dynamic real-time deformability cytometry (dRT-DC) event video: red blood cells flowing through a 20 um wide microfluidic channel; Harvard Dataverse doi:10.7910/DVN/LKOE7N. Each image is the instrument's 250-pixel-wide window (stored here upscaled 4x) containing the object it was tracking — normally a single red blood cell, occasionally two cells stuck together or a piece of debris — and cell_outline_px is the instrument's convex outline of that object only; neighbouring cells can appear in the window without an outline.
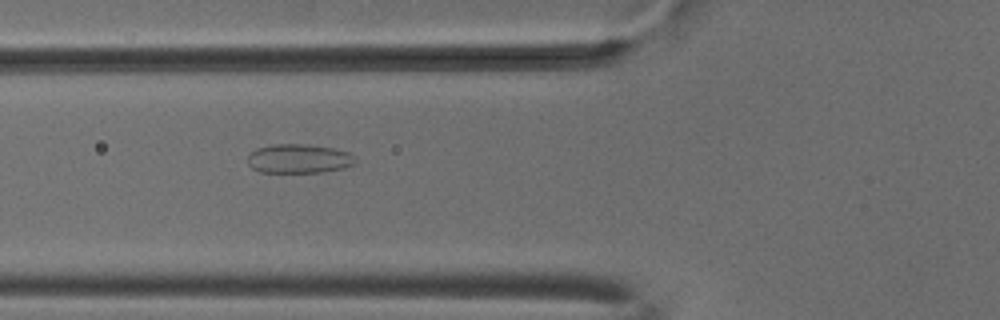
{"species": "common noctule bat (a hibernating species)", "species_latin": "Nyctalus noctula", "temperature_condition": "cold", "stored_images_in_passage": 53, "camera_frame_rate_fps": 3000, "um_per_image_px": 0.085, "animal": {"sex": "male", "body_mass_g": 18.8}, "frame": {"image": 1, "passage_image": 20, "time_ms": 6.333, "image_size_px": [1000, 320], "cell_outline_px": [[356, 160], [352, 164], [344, 168], [320, 172], [260, 172], [252, 168], [248, 164], [248, 156], [256, 148], [272, 144], [308, 144], [332, 148], [348, 152], [356, 156]], "centroid_in_image_um": [25.39, 13.48], "position_along_channel_um": 100.4, "area_um2": 18.26}}
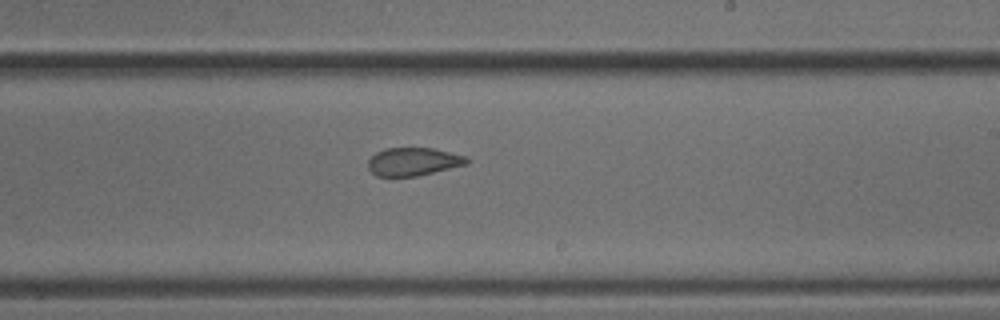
{"frame": {"image": 2, "passage_image": 32, "time_ms": 10.333, "image_size_px": [1000, 320], "cell_outline_px": [[468, 164], [416, 176], [376, 176], [368, 168], [368, 160], [376, 152], [384, 148], [432, 148], [468, 156]], "centroid_in_image_um": [35.13, 13.73], "position_along_channel_um": 253.9, "area_um2": 16.13}}
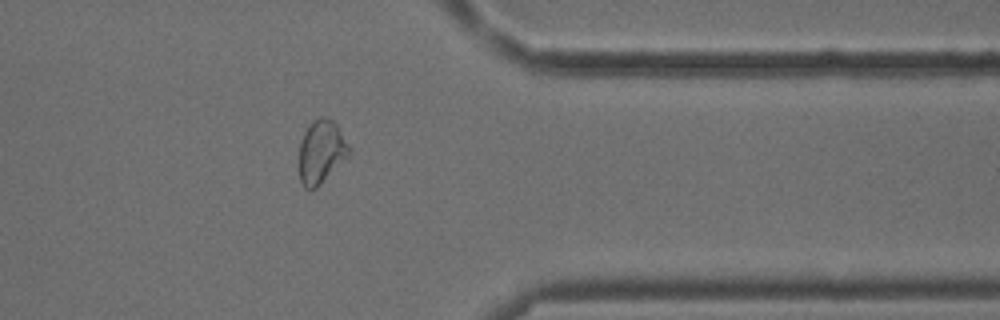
{"frame": {"image": 3, "passage_image": 43, "time_ms": 14.0, "image_size_px": [1000, 320], "cell_outline_px": [[352, 152], [316, 188], [304, 188], [300, 180], [300, 140], [304, 132], [312, 120], [320, 116], [324, 116], [332, 120], [336, 124], [352, 148]], "centroid_in_image_um": [27.32, 12.86], "position_along_channel_um": 384.1, "area_um2": 18.38}, "authors_computed_cell_mechanics": {"area_um2": 19.1896, "velocity_mm_per_s": 3.8259, "shape_relaxation_time_tau1_ms": null, "shape_relaxation_time_tau2_ms": 1.9798, "deformation_change_tau1": null, "deformation_change_tau2": 0.0843}}